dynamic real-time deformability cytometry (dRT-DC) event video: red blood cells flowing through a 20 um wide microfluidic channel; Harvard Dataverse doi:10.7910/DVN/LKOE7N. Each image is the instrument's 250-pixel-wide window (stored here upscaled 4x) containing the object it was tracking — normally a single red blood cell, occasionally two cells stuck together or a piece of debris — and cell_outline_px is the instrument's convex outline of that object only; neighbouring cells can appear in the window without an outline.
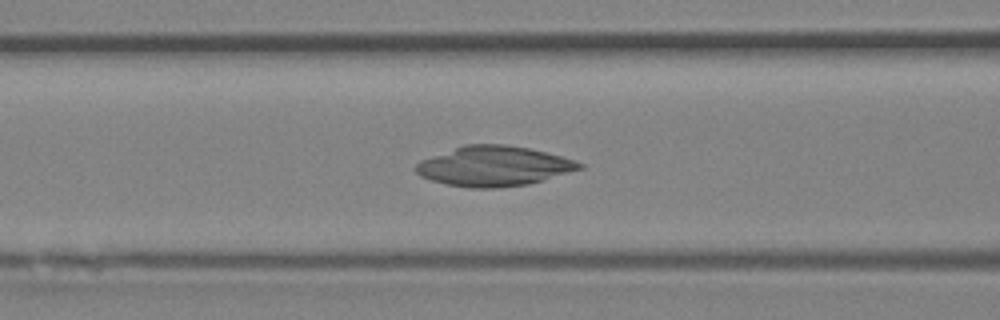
{"species": "Egyptian fruit bat (a non-hibernating species)", "species_latin": "Rousettus aegyptiacus", "temperature_condition": "room temperature", "stored_images_in_passage": 29, "camera_frame_rate_fps": 3000, "um_per_image_px": 0.085, "animal": {"sex": "female"}, "frame": {"image": 1, "passage_image": 5, "time_ms": 1.333, "image_size_px": [1000, 320], "cell_outline_px": [[584, 168], [544, 180], [528, 184], [496, 188], [468, 188], [448, 184], [432, 180], [420, 176], [412, 168], [420, 160], [464, 144], [504, 144], [528, 148], [576, 160], [584, 164]], "centroid_in_image_um": [41.97, 14.12], "position_along_channel_um": 124.6, "area_um2": 38.15}}
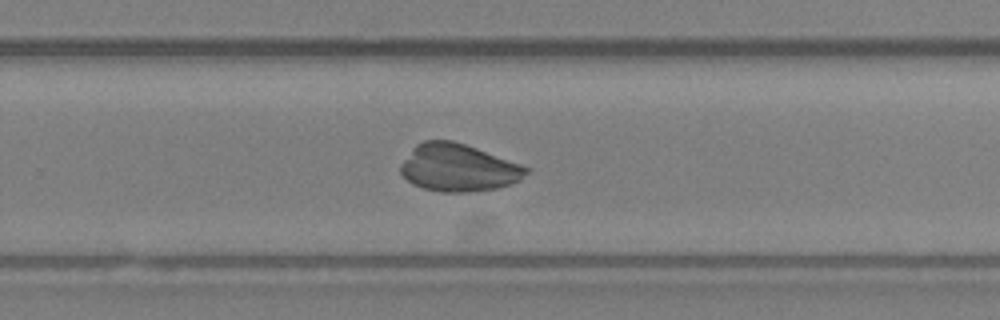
{"frame": {"image": 2, "passage_image": 15, "time_ms": 4.667, "image_size_px": [1000, 320], "cell_outline_px": [[532, 168], [520, 180], [496, 188], [468, 192], [440, 192], [424, 188], [412, 184], [400, 172], [400, 164], [412, 148], [416, 144], [424, 140], [452, 140], [476, 148]], "centroid_in_image_um": [38.94, 14.25], "position_along_channel_um": 290.9, "area_um2": 34.62}}
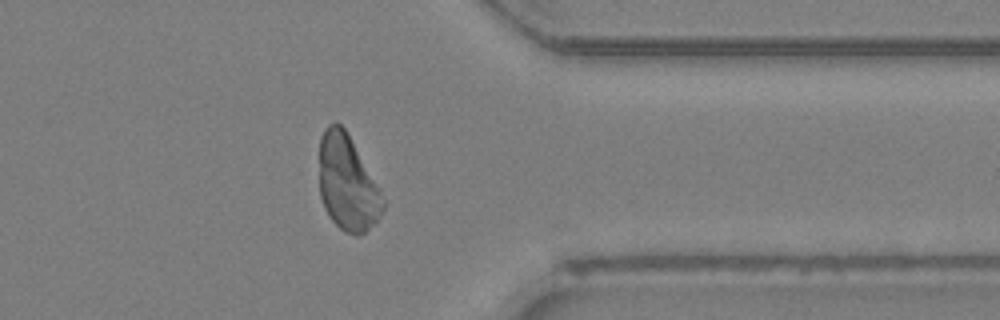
{"frame": {"image": 3, "passage_image": 21, "time_ms": 6.667, "image_size_px": [1000, 320], "cell_outline_px": [[384, 208], [376, 220], [360, 236], [356, 236], [344, 232], [328, 216], [324, 208], [320, 196], [320, 136], [324, 128], [328, 124], [340, 124], [344, 128], [380, 192], [384, 200]], "centroid_in_image_um": [29.48, 15.6], "position_along_channel_um": 381.9, "area_um2": 34.56}}